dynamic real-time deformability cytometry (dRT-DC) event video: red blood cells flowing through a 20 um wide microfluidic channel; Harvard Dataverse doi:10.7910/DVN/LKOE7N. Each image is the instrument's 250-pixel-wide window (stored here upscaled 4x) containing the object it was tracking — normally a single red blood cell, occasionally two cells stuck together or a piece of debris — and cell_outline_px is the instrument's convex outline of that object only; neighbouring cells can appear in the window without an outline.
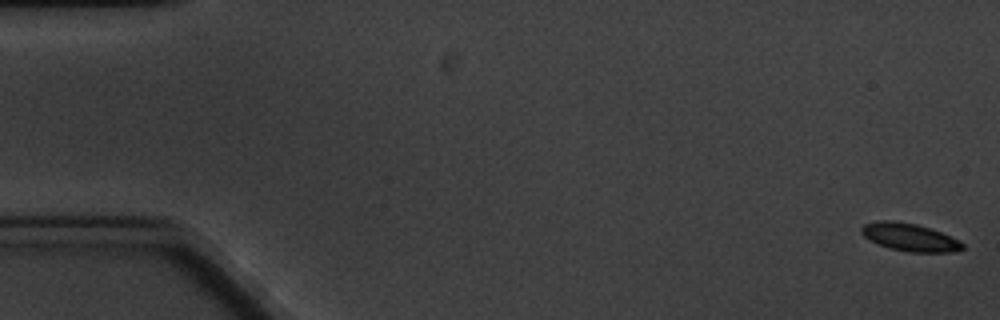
{"species": "common noctule bat (a hibernating species)", "species_latin": "Nyctalus noctula", "temperature_condition": "cold", "stored_images_in_passage": 7, "segment_of_instrument_passage": [1, 2], "camera_frame_rate_fps": 3000, "um_per_image_px": 0.085, "animal": {"sex": "male", "body_mass_g": 20.1, "forearm_length_mm": 53.5}, "frame": {"image": 1, "passage_image": 1, "time_ms": 0.0, "image_size_px": [1000, 320], "cell_outline_px": [[964, 248], [952, 252], [908, 252], [888, 248], [868, 240], [860, 232], [860, 228], [864, 224], [880, 220], [892, 220], [916, 224], [940, 232], [960, 240], [964, 244]], "centroid_in_image_um": [77.29, 20.17], "position_along_channel_um": 7.7, "area_um2": 16.42}}
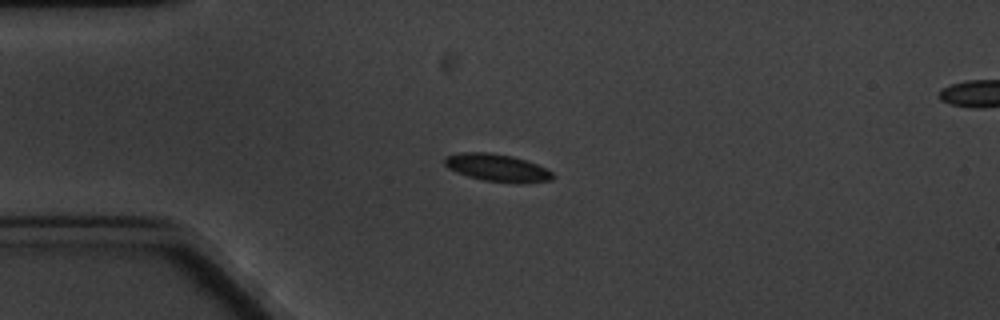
{"frame": {"image": 2, "passage_image": 5, "time_ms": 4.667, "image_size_px": [1000, 320], "cell_outline_px": [[556, 176], [552, 180], [524, 184], [516, 184], [484, 180], [468, 176], [456, 172], [448, 168], [444, 164], [444, 156], [460, 152], [488, 152], [512, 156], [536, 164], [552, 172]], "centroid_in_image_um": [42.26, 14.27], "position_along_channel_um": 42.7, "area_um2": 17.51}}